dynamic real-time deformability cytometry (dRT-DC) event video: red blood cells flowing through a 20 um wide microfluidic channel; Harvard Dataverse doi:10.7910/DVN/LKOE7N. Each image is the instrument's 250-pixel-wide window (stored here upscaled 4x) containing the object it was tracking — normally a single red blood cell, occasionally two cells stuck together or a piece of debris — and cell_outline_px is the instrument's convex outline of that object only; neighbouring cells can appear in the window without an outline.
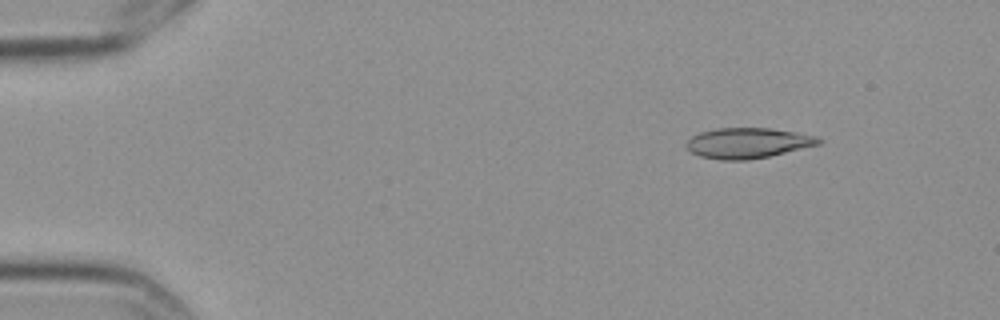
{"species": "Egyptian fruit bat (a non-hibernating species)", "species_latin": "Rousettus aegyptiacus", "temperature_condition": "cold", "stored_images_in_passage": 4, "camera_frame_rate_fps": 3000, "um_per_image_px": 0.085, "frame": {"image": 1, "passage_image": 1, "time_ms": 0.0, "image_size_px": [1000, 320], "cell_outline_px": [[824, 140], [820, 144], [768, 156], [748, 160], [720, 160], [700, 156], [688, 152], [684, 148], [684, 144], [692, 136], [700, 132], [716, 128], [768, 128], [796, 132], [816, 136]], "centroid_in_image_um": [63.5, 12.16], "position_along_channel_um": 21.5, "area_um2": 23.58}}
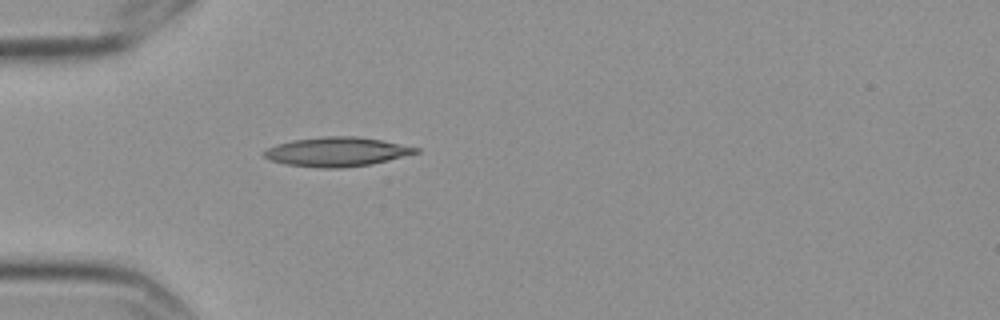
{"frame": {"image": 2, "passage_image": 4, "time_ms": 1.0, "image_size_px": [1000, 320], "cell_outline_px": [[420, 152], [372, 164], [340, 168], [320, 168], [284, 164], [268, 160], [264, 156], [264, 152], [268, 148], [292, 140], [324, 136], [356, 136], [380, 140], [420, 148]], "centroid_in_image_um": [28.62, 12.91], "position_along_channel_um": 56.4, "area_um2": 25.72}}